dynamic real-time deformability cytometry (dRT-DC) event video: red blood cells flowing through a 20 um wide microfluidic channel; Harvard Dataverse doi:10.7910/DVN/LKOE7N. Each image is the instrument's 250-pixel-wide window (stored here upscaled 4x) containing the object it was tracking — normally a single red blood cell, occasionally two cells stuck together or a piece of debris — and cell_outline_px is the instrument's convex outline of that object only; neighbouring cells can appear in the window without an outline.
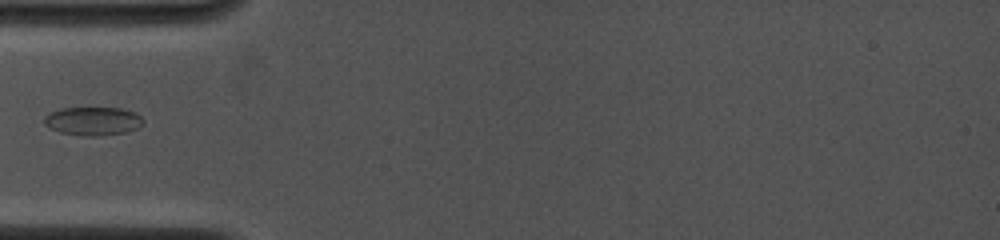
{"species": "common noctule bat (a hibernating species)", "species_latin": "Nyctalus noctula", "temperature_condition": "cold", "stored_images_in_passage": 3, "camera_frame_rate_fps": 4000, "um_per_image_px": 0.085, "animal": {"sex": "female", "body_mass_g": 19.0, "forearm_length_mm": 53.3}, "frame": {"image": 1, "passage_image": 1, "time_ms": 0.0, "image_size_px": [1000, 240], "cell_outline_px": [[144, 124], [140, 128], [128, 132], [100, 136], [88, 136], [60, 132], [44, 124], [44, 116], [60, 108], [120, 108], [136, 112], [144, 120]], "centroid_in_image_um": [7.97, 10.29], "position_along_channel_um": 77.0, "area_um2": 16.53}}
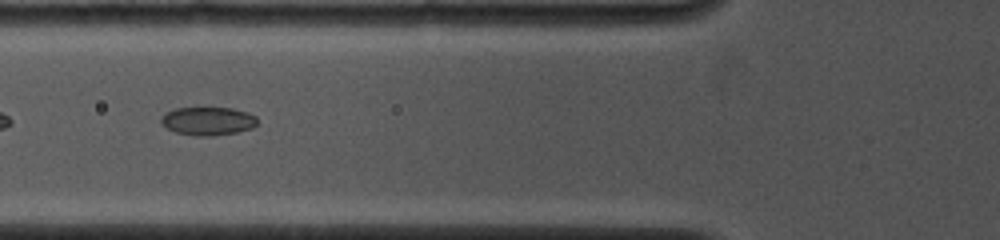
{"frame": {"image": 2, "passage_image": 2, "time_ms": 0.75, "image_size_px": [1000, 240], "cell_outline_px": [[256, 124], [252, 128], [236, 132], [212, 136], [196, 136], [176, 132], [168, 128], [160, 120], [164, 112], [176, 108], [204, 104], [208, 104], [232, 108], [248, 112], [256, 116]], "centroid_in_image_um": [17.66, 10.22], "position_along_channel_um": 108.1, "area_um2": 16.65}}